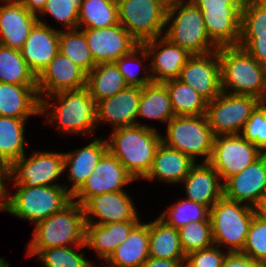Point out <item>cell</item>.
I'll use <instances>...</instances> for the list:
<instances>
[{
    "label": "cell",
    "instance_id": "1",
    "mask_svg": "<svg viewBox=\"0 0 266 267\" xmlns=\"http://www.w3.org/2000/svg\"><path fill=\"white\" fill-rule=\"evenodd\" d=\"M161 138L156 128L145 124L121 127L114 129L107 140L108 150L137 180L150 171Z\"/></svg>",
    "mask_w": 266,
    "mask_h": 267
},
{
    "label": "cell",
    "instance_id": "2",
    "mask_svg": "<svg viewBox=\"0 0 266 267\" xmlns=\"http://www.w3.org/2000/svg\"><path fill=\"white\" fill-rule=\"evenodd\" d=\"M218 57L222 91L266 101V66L240 46L220 47Z\"/></svg>",
    "mask_w": 266,
    "mask_h": 267
},
{
    "label": "cell",
    "instance_id": "3",
    "mask_svg": "<svg viewBox=\"0 0 266 267\" xmlns=\"http://www.w3.org/2000/svg\"><path fill=\"white\" fill-rule=\"evenodd\" d=\"M33 238L27 246L29 256L42 250L85 244L86 221L83 207L71 200L57 213L35 224Z\"/></svg>",
    "mask_w": 266,
    "mask_h": 267
},
{
    "label": "cell",
    "instance_id": "4",
    "mask_svg": "<svg viewBox=\"0 0 266 267\" xmlns=\"http://www.w3.org/2000/svg\"><path fill=\"white\" fill-rule=\"evenodd\" d=\"M57 98L52 111L49 98ZM56 104V105H55ZM59 104V105H58ZM98 102L89 95L86 87L77 90H64L45 97L41 100V115L47 114L52 125L57 123L62 133L92 134L97 126Z\"/></svg>",
    "mask_w": 266,
    "mask_h": 267
},
{
    "label": "cell",
    "instance_id": "5",
    "mask_svg": "<svg viewBox=\"0 0 266 267\" xmlns=\"http://www.w3.org/2000/svg\"><path fill=\"white\" fill-rule=\"evenodd\" d=\"M16 186L14 195L7 192L5 212L36 224L65 207L72 195L64 186Z\"/></svg>",
    "mask_w": 266,
    "mask_h": 267
},
{
    "label": "cell",
    "instance_id": "6",
    "mask_svg": "<svg viewBox=\"0 0 266 267\" xmlns=\"http://www.w3.org/2000/svg\"><path fill=\"white\" fill-rule=\"evenodd\" d=\"M244 204V205H243ZM256 208L228 199L224 195L210 209L214 245L228 247V252H241Z\"/></svg>",
    "mask_w": 266,
    "mask_h": 267
},
{
    "label": "cell",
    "instance_id": "7",
    "mask_svg": "<svg viewBox=\"0 0 266 267\" xmlns=\"http://www.w3.org/2000/svg\"><path fill=\"white\" fill-rule=\"evenodd\" d=\"M166 26L164 36L192 55H204L218 49L207 34L202 12L191 0L166 12Z\"/></svg>",
    "mask_w": 266,
    "mask_h": 267
},
{
    "label": "cell",
    "instance_id": "8",
    "mask_svg": "<svg viewBox=\"0 0 266 267\" xmlns=\"http://www.w3.org/2000/svg\"><path fill=\"white\" fill-rule=\"evenodd\" d=\"M215 135L211 131L205 114L200 116H174L166 128V136L162 142L188 155L193 161L196 156H205L204 162H209Z\"/></svg>",
    "mask_w": 266,
    "mask_h": 267
},
{
    "label": "cell",
    "instance_id": "9",
    "mask_svg": "<svg viewBox=\"0 0 266 267\" xmlns=\"http://www.w3.org/2000/svg\"><path fill=\"white\" fill-rule=\"evenodd\" d=\"M260 102L256 97L222 91L207 102L205 115L211 131L215 136L240 134Z\"/></svg>",
    "mask_w": 266,
    "mask_h": 267
},
{
    "label": "cell",
    "instance_id": "10",
    "mask_svg": "<svg viewBox=\"0 0 266 267\" xmlns=\"http://www.w3.org/2000/svg\"><path fill=\"white\" fill-rule=\"evenodd\" d=\"M117 3L119 23L139 44L164 36L167 11L156 0H117Z\"/></svg>",
    "mask_w": 266,
    "mask_h": 267
},
{
    "label": "cell",
    "instance_id": "11",
    "mask_svg": "<svg viewBox=\"0 0 266 267\" xmlns=\"http://www.w3.org/2000/svg\"><path fill=\"white\" fill-rule=\"evenodd\" d=\"M63 171L64 153L35 151L30 158L24 154L10 166L8 181L25 187L64 186L69 192V186L53 182Z\"/></svg>",
    "mask_w": 266,
    "mask_h": 267
},
{
    "label": "cell",
    "instance_id": "12",
    "mask_svg": "<svg viewBox=\"0 0 266 267\" xmlns=\"http://www.w3.org/2000/svg\"><path fill=\"white\" fill-rule=\"evenodd\" d=\"M262 154L263 152L241 134L218 135L214 137L212 155L208 163L224 183L229 177L246 169Z\"/></svg>",
    "mask_w": 266,
    "mask_h": 267
},
{
    "label": "cell",
    "instance_id": "13",
    "mask_svg": "<svg viewBox=\"0 0 266 267\" xmlns=\"http://www.w3.org/2000/svg\"><path fill=\"white\" fill-rule=\"evenodd\" d=\"M82 30L96 64L116 62L139 45L120 23L101 29Z\"/></svg>",
    "mask_w": 266,
    "mask_h": 267
},
{
    "label": "cell",
    "instance_id": "14",
    "mask_svg": "<svg viewBox=\"0 0 266 267\" xmlns=\"http://www.w3.org/2000/svg\"><path fill=\"white\" fill-rule=\"evenodd\" d=\"M178 79L191 86L207 102L215 99L222 92L218 49L204 55H192Z\"/></svg>",
    "mask_w": 266,
    "mask_h": 267
},
{
    "label": "cell",
    "instance_id": "15",
    "mask_svg": "<svg viewBox=\"0 0 266 267\" xmlns=\"http://www.w3.org/2000/svg\"><path fill=\"white\" fill-rule=\"evenodd\" d=\"M82 207L85 221L90 224L106 225L121 221H139L133 201L125 191L95 195Z\"/></svg>",
    "mask_w": 266,
    "mask_h": 267
},
{
    "label": "cell",
    "instance_id": "16",
    "mask_svg": "<svg viewBox=\"0 0 266 267\" xmlns=\"http://www.w3.org/2000/svg\"><path fill=\"white\" fill-rule=\"evenodd\" d=\"M87 73L67 56L58 52L49 65L37 76V93L44 97L64 91L86 87ZM42 95V97H41Z\"/></svg>",
    "mask_w": 266,
    "mask_h": 267
},
{
    "label": "cell",
    "instance_id": "17",
    "mask_svg": "<svg viewBox=\"0 0 266 267\" xmlns=\"http://www.w3.org/2000/svg\"><path fill=\"white\" fill-rule=\"evenodd\" d=\"M223 187L228 199L256 208L266 194V153L242 172L229 177Z\"/></svg>",
    "mask_w": 266,
    "mask_h": 267
},
{
    "label": "cell",
    "instance_id": "18",
    "mask_svg": "<svg viewBox=\"0 0 266 267\" xmlns=\"http://www.w3.org/2000/svg\"><path fill=\"white\" fill-rule=\"evenodd\" d=\"M142 45L149 57H153L150 75L152 81L156 83L179 78L182 68L192 56L186 49L173 44L165 36L145 41Z\"/></svg>",
    "mask_w": 266,
    "mask_h": 267
},
{
    "label": "cell",
    "instance_id": "19",
    "mask_svg": "<svg viewBox=\"0 0 266 267\" xmlns=\"http://www.w3.org/2000/svg\"><path fill=\"white\" fill-rule=\"evenodd\" d=\"M60 30L38 19L27 37L21 54L29 69L37 77L59 52Z\"/></svg>",
    "mask_w": 266,
    "mask_h": 267
},
{
    "label": "cell",
    "instance_id": "20",
    "mask_svg": "<svg viewBox=\"0 0 266 267\" xmlns=\"http://www.w3.org/2000/svg\"><path fill=\"white\" fill-rule=\"evenodd\" d=\"M0 1V44L21 50L38 18L18 0Z\"/></svg>",
    "mask_w": 266,
    "mask_h": 267
},
{
    "label": "cell",
    "instance_id": "21",
    "mask_svg": "<svg viewBox=\"0 0 266 267\" xmlns=\"http://www.w3.org/2000/svg\"><path fill=\"white\" fill-rule=\"evenodd\" d=\"M142 87L128 86L116 95L98 102V122H108L114 129L139 125L137 120Z\"/></svg>",
    "mask_w": 266,
    "mask_h": 267
},
{
    "label": "cell",
    "instance_id": "22",
    "mask_svg": "<svg viewBox=\"0 0 266 267\" xmlns=\"http://www.w3.org/2000/svg\"><path fill=\"white\" fill-rule=\"evenodd\" d=\"M215 169L208 163L194 164L182 180L186 199L195 201L211 209L212 205L224 195L223 183Z\"/></svg>",
    "mask_w": 266,
    "mask_h": 267
},
{
    "label": "cell",
    "instance_id": "23",
    "mask_svg": "<svg viewBox=\"0 0 266 267\" xmlns=\"http://www.w3.org/2000/svg\"><path fill=\"white\" fill-rule=\"evenodd\" d=\"M108 151L107 140L97 138L82 149L64 153V170L68 168L67 178L73 195L91 175L101 157Z\"/></svg>",
    "mask_w": 266,
    "mask_h": 267
},
{
    "label": "cell",
    "instance_id": "24",
    "mask_svg": "<svg viewBox=\"0 0 266 267\" xmlns=\"http://www.w3.org/2000/svg\"><path fill=\"white\" fill-rule=\"evenodd\" d=\"M41 101L37 85H16L0 82V116L28 119L40 115Z\"/></svg>",
    "mask_w": 266,
    "mask_h": 267
},
{
    "label": "cell",
    "instance_id": "25",
    "mask_svg": "<svg viewBox=\"0 0 266 267\" xmlns=\"http://www.w3.org/2000/svg\"><path fill=\"white\" fill-rule=\"evenodd\" d=\"M210 40L218 47L238 46L242 7L200 10Z\"/></svg>",
    "mask_w": 266,
    "mask_h": 267
},
{
    "label": "cell",
    "instance_id": "26",
    "mask_svg": "<svg viewBox=\"0 0 266 267\" xmlns=\"http://www.w3.org/2000/svg\"><path fill=\"white\" fill-rule=\"evenodd\" d=\"M195 163L188 155L161 142L150 171L143 179L150 181L159 179L170 184L182 183Z\"/></svg>",
    "mask_w": 266,
    "mask_h": 267
},
{
    "label": "cell",
    "instance_id": "27",
    "mask_svg": "<svg viewBox=\"0 0 266 267\" xmlns=\"http://www.w3.org/2000/svg\"><path fill=\"white\" fill-rule=\"evenodd\" d=\"M149 258V223L139 221L115 249L105 267H142ZM104 267V266H102Z\"/></svg>",
    "mask_w": 266,
    "mask_h": 267
},
{
    "label": "cell",
    "instance_id": "28",
    "mask_svg": "<svg viewBox=\"0 0 266 267\" xmlns=\"http://www.w3.org/2000/svg\"><path fill=\"white\" fill-rule=\"evenodd\" d=\"M138 222L121 221L106 225L86 223V247L92 248L100 259L107 261Z\"/></svg>",
    "mask_w": 266,
    "mask_h": 267
},
{
    "label": "cell",
    "instance_id": "29",
    "mask_svg": "<svg viewBox=\"0 0 266 267\" xmlns=\"http://www.w3.org/2000/svg\"><path fill=\"white\" fill-rule=\"evenodd\" d=\"M128 87L115 62L99 63L87 73L86 88L97 102Z\"/></svg>",
    "mask_w": 266,
    "mask_h": 267
},
{
    "label": "cell",
    "instance_id": "30",
    "mask_svg": "<svg viewBox=\"0 0 266 267\" xmlns=\"http://www.w3.org/2000/svg\"><path fill=\"white\" fill-rule=\"evenodd\" d=\"M178 229L166 225L159 217L149 223V257L185 260Z\"/></svg>",
    "mask_w": 266,
    "mask_h": 267
},
{
    "label": "cell",
    "instance_id": "31",
    "mask_svg": "<svg viewBox=\"0 0 266 267\" xmlns=\"http://www.w3.org/2000/svg\"><path fill=\"white\" fill-rule=\"evenodd\" d=\"M174 116L169 93L163 83L152 82L142 87L137 117L168 123Z\"/></svg>",
    "mask_w": 266,
    "mask_h": 267
},
{
    "label": "cell",
    "instance_id": "32",
    "mask_svg": "<svg viewBox=\"0 0 266 267\" xmlns=\"http://www.w3.org/2000/svg\"><path fill=\"white\" fill-rule=\"evenodd\" d=\"M166 86L175 116L206 114L207 101L191 86L177 79L163 82Z\"/></svg>",
    "mask_w": 266,
    "mask_h": 267
},
{
    "label": "cell",
    "instance_id": "33",
    "mask_svg": "<svg viewBox=\"0 0 266 267\" xmlns=\"http://www.w3.org/2000/svg\"><path fill=\"white\" fill-rule=\"evenodd\" d=\"M118 23L116 0H83L78 15V29H101Z\"/></svg>",
    "mask_w": 266,
    "mask_h": 267
},
{
    "label": "cell",
    "instance_id": "34",
    "mask_svg": "<svg viewBox=\"0 0 266 267\" xmlns=\"http://www.w3.org/2000/svg\"><path fill=\"white\" fill-rule=\"evenodd\" d=\"M26 121L27 119L0 116V155L10 166L25 154Z\"/></svg>",
    "mask_w": 266,
    "mask_h": 267
},
{
    "label": "cell",
    "instance_id": "35",
    "mask_svg": "<svg viewBox=\"0 0 266 267\" xmlns=\"http://www.w3.org/2000/svg\"><path fill=\"white\" fill-rule=\"evenodd\" d=\"M0 82L37 85V77L29 69L21 51L0 44Z\"/></svg>",
    "mask_w": 266,
    "mask_h": 267
},
{
    "label": "cell",
    "instance_id": "36",
    "mask_svg": "<svg viewBox=\"0 0 266 267\" xmlns=\"http://www.w3.org/2000/svg\"><path fill=\"white\" fill-rule=\"evenodd\" d=\"M59 52L89 73L97 64L89 50L84 31L78 28L60 31Z\"/></svg>",
    "mask_w": 266,
    "mask_h": 267
},
{
    "label": "cell",
    "instance_id": "37",
    "mask_svg": "<svg viewBox=\"0 0 266 267\" xmlns=\"http://www.w3.org/2000/svg\"><path fill=\"white\" fill-rule=\"evenodd\" d=\"M209 216L210 209L207 206L189 199H181L158 217L166 225L179 229L191 222L207 220Z\"/></svg>",
    "mask_w": 266,
    "mask_h": 267
},
{
    "label": "cell",
    "instance_id": "38",
    "mask_svg": "<svg viewBox=\"0 0 266 267\" xmlns=\"http://www.w3.org/2000/svg\"><path fill=\"white\" fill-rule=\"evenodd\" d=\"M103 175L106 182V193L124 191L123 187L135 179L123 164L108 150L93 170Z\"/></svg>",
    "mask_w": 266,
    "mask_h": 267
},
{
    "label": "cell",
    "instance_id": "39",
    "mask_svg": "<svg viewBox=\"0 0 266 267\" xmlns=\"http://www.w3.org/2000/svg\"><path fill=\"white\" fill-rule=\"evenodd\" d=\"M181 248L185 255L214 245L210 217L191 222L178 229Z\"/></svg>",
    "mask_w": 266,
    "mask_h": 267
},
{
    "label": "cell",
    "instance_id": "40",
    "mask_svg": "<svg viewBox=\"0 0 266 267\" xmlns=\"http://www.w3.org/2000/svg\"><path fill=\"white\" fill-rule=\"evenodd\" d=\"M77 250L68 247H54L42 250L38 260L42 261L44 267H97L84 258V253H78L86 244L77 245Z\"/></svg>",
    "mask_w": 266,
    "mask_h": 267
},
{
    "label": "cell",
    "instance_id": "41",
    "mask_svg": "<svg viewBox=\"0 0 266 267\" xmlns=\"http://www.w3.org/2000/svg\"><path fill=\"white\" fill-rule=\"evenodd\" d=\"M140 54L139 57H143L142 59L146 61V59H149V54L144 48L142 44H139L136 48H134L129 54L121 56L115 63L119 68V71L121 72L122 76L125 79V82L128 84V86H138V87H144L146 85L151 84L153 81L151 79L150 70H147L145 66L143 65L142 61L137 56ZM134 61V62H133ZM131 62L138 63L139 66H142L145 74L144 77H140L137 75L136 71H134L133 68H131ZM136 65V64H135Z\"/></svg>",
    "mask_w": 266,
    "mask_h": 267
},
{
    "label": "cell",
    "instance_id": "42",
    "mask_svg": "<svg viewBox=\"0 0 266 267\" xmlns=\"http://www.w3.org/2000/svg\"><path fill=\"white\" fill-rule=\"evenodd\" d=\"M83 0H47L42 11L37 15L40 19L45 14H50L66 29L78 28V15ZM39 16V17H38Z\"/></svg>",
    "mask_w": 266,
    "mask_h": 267
},
{
    "label": "cell",
    "instance_id": "43",
    "mask_svg": "<svg viewBox=\"0 0 266 267\" xmlns=\"http://www.w3.org/2000/svg\"><path fill=\"white\" fill-rule=\"evenodd\" d=\"M241 253L266 263V219L258 213L253 216Z\"/></svg>",
    "mask_w": 266,
    "mask_h": 267
},
{
    "label": "cell",
    "instance_id": "44",
    "mask_svg": "<svg viewBox=\"0 0 266 267\" xmlns=\"http://www.w3.org/2000/svg\"><path fill=\"white\" fill-rule=\"evenodd\" d=\"M266 32V2L244 0L241 12L240 33Z\"/></svg>",
    "mask_w": 266,
    "mask_h": 267
},
{
    "label": "cell",
    "instance_id": "45",
    "mask_svg": "<svg viewBox=\"0 0 266 267\" xmlns=\"http://www.w3.org/2000/svg\"><path fill=\"white\" fill-rule=\"evenodd\" d=\"M240 134L266 153V101L260 102L252 111Z\"/></svg>",
    "mask_w": 266,
    "mask_h": 267
},
{
    "label": "cell",
    "instance_id": "46",
    "mask_svg": "<svg viewBox=\"0 0 266 267\" xmlns=\"http://www.w3.org/2000/svg\"><path fill=\"white\" fill-rule=\"evenodd\" d=\"M217 247L213 245L187 254L184 267H222L226 254Z\"/></svg>",
    "mask_w": 266,
    "mask_h": 267
},
{
    "label": "cell",
    "instance_id": "47",
    "mask_svg": "<svg viewBox=\"0 0 266 267\" xmlns=\"http://www.w3.org/2000/svg\"><path fill=\"white\" fill-rule=\"evenodd\" d=\"M238 46L244 48L261 65L266 66V32L240 33Z\"/></svg>",
    "mask_w": 266,
    "mask_h": 267
},
{
    "label": "cell",
    "instance_id": "48",
    "mask_svg": "<svg viewBox=\"0 0 266 267\" xmlns=\"http://www.w3.org/2000/svg\"><path fill=\"white\" fill-rule=\"evenodd\" d=\"M104 193H106L105 179L103 175L99 176L93 171L82 186L72 195V200L82 206L90 197Z\"/></svg>",
    "mask_w": 266,
    "mask_h": 267
},
{
    "label": "cell",
    "instance_id": "49",
    "mask_svg": "<svg viewBox=\"0 0 266 267\" xmlns=\"http://www.w3.org/2000/svg\"><path fill=\"white\" fill-rule=\"evenodd\" d=\"M222 267H266V263L251 259L241 252H227Z\"/></svg>",
    "mask_w": 266,
    "mask_h": 267
},
{
    "label": "cell",
    "instance_id": "50",
    "mask_svg": "<svg viewBox=\"0 0 266 267\" xmlns=\"http://www.w3.org/2000/svg\"><path fill=\"white\" fill-rule=\"evenodd\" d=\"M200 10L242 7L244 0H191Z\"/></svg>",
    "mask_w": 266,
    "mask_h": 267
},
{
    "label": "cell",
    "instance_id": "51",
    "mask_svg": "<svg viewBox=\"0 0 266 267\" xmlns=\"http://www.w3.org/2000/svg\"><path fill=\"white\" fill-rule=\"evenodd\" d=\"M185 260H168L149 257L142 267H184Z\"/></svg>",
    "mask_w": 266,
    "mask_h": 267
},
{
    "label": "cell",
    "instance_id": "52",
    "mask_svg": "<svg viewBox=\"0 0 266 267\" xmlns=\"http://www.w3.org/2000/svg\"><path fill=\"white\" fill-rule=\"evenodd\" d=\"M29 12L39 14L44 8L47 0H18Z\"/></svg>",
    "mask_w": 266,
    "mask_h": 267
},
{
    "label": "cell",
    "instance_id": "53",
    "mask_svg": "<svg viewBox=\"0 0 266 267\" xmlns=\"http://www.w3.org/2000/svg\"><path fill=\"white\" fill-rule=\"evenodd\" d=\"M184 1L185 0H156L166 11L178 7L180 4L184 3Z\"/></svg>",
    "mask_w": 266,
    "mask_h": 267
},
{
    "label": "cell",
    "instance_id": "54",
    "mask_svg": "<svg viewBox=\"0 0 266 267\" xmlns=\"http://www.w3.org/2000/svg\"><path fill=\"white\" fill-rule=\"evenodd\" d=\"M5 179L0 175V210L5 211V206H6V196H7V191L5 184H4Z\"/></svg>",
    "mask_w": 266,
    "mask_h": 267
},
{
    "label": "cell",
    "instance_id": "55",
    "mask_svg": "<svg viewBox=\"0 0 266 267\" xmlns=\"http://www.w3.org/2000/svg\"><path fill=\"white\" fill-rule=\"evenodd\" d=\"M0 175L8 181L10 178V165L5 161V159L0 155Z\"/></svg>",
    "mask_w": 266,
    "mask_h": 267
},
{
    "label": "cell",
    "instance_id": "56",
    "mask_svg": "<svg viewBox=\"0 0 266 267\" xmlns=\"http://www.w3.org/2000/svg\"><path fill=\"white\" fill-rule=\"evenodd\" d=\"M256 212L266 219V194L263 196L260 204L256 207Z\"/></svg>",
    "mask_w": 266,
    "mask_h": 267
},
{
    "label": "cell",
    "instance_id": "57",
    "mask_svg": "<svg viewBox=\"0 0 266 267\" xmlns=\"http://www.w3.org/2000/svg\"><path fill=\"white\" fill-rule=\"evenodd\" d=\"M0 267H10V264L0 257Z\"/></svg>",
    "mask_w": 266,
    "mask_h": 267
}]
</instances>
